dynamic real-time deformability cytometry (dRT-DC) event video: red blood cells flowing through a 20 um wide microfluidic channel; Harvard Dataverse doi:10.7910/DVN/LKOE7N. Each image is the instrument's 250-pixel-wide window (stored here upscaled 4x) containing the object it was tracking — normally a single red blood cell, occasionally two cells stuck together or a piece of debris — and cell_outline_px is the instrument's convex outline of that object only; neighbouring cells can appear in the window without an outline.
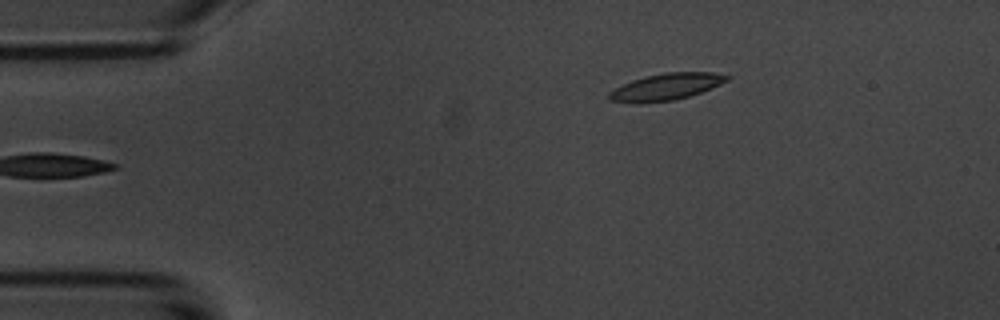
{"species": "common noctule bat (a hibernating species)", "species_latin": "Nyctalus noctula", "temperature_condition": "room temperature", "stored_images_in_passage": 2, "camera_frame_rate_fps": 3000, "um_per_image_px": 0.085, "animal": {"sex": "male", "body_mass_g": 20.1, "forearm_length_mm": 53.5}, "frame": {"image": 1, "passage_image": 2, "time_ms": 1.333, "image_size_px": [1000, 320], "cell_outline_px": [[732, 76], [728, 80], [712, 88], [688, 96], [672, 100], [640, 104], [632, 104], [608, 100], [608, 92], [632, 80], [664, 72], [712, 72]], "centroid_in_image_um": [56.59, 7.39], "position_along_channel_um": 28.4, "area_um2": 18.38}}